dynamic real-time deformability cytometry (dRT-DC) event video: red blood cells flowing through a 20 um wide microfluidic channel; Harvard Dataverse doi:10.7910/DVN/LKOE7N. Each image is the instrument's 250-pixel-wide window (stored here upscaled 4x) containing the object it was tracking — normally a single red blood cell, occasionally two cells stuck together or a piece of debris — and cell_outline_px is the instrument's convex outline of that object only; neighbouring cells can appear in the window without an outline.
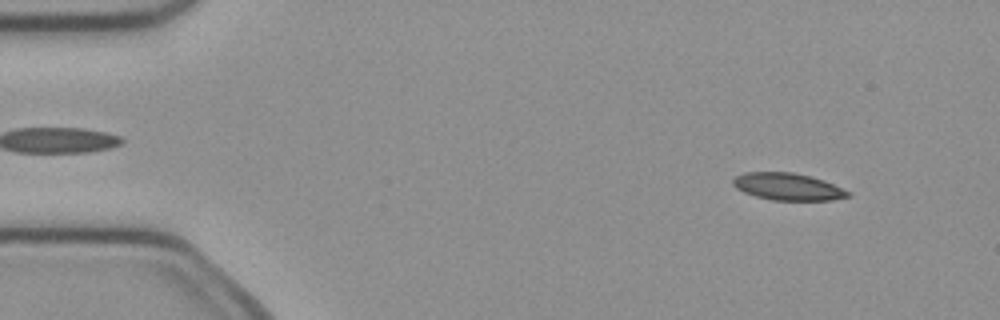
{"species": "common noctule bat (a hibernating species)", "species_latin": "Nyctalus noctula", "temperature_condition": "cold", "stored_images_in_passage": 5, "camera_frame_rate_fps": 3000, "um_per_image_px": 0.085, "animal": {"sex": "female", "body_mass_g": 21.9}, "frame": {"image": 1, "passage_image": 1, "time_ms": 0.0, "image_size_px": [1000, 320], "cell_outline_px": [[852, 196], [832, 200], [772, 200], [756, 196], [744, 192], [736, 188], [732, 184], [732, 180], [736, 176], [744, 172], [792, 172], [824, 180], [852, 192]], "centroid_in_image_um": [66.98, 15.87], "position_along_channel_um": 18.0, "area_um2": 18.21}}
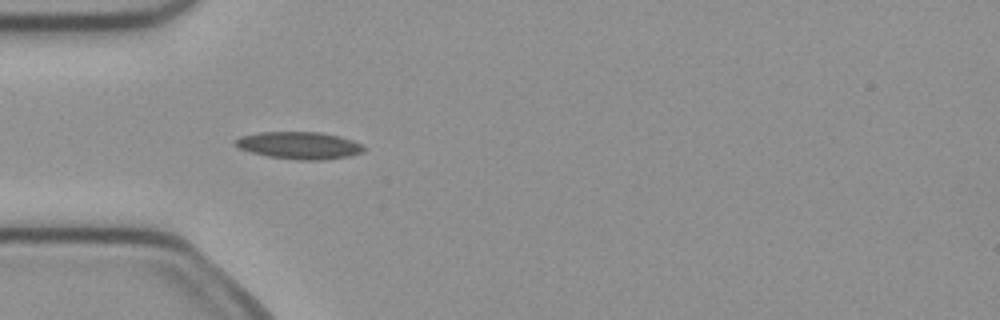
{"frame": {"image": 2, "passage_image": 4, "time_ms": 1.0, "image_size_px": [1000, 320], "cell_outline_px": [[364, 152], [348, 156], [324, 160], [296, 160], [268, 156], [252, 152], [240, 148], [232, 144], [232, 140], [240, 136], [260, 132], [320, 132], [340, 136], [352, 140], [360, 144], [364, 148]], "centroid_in_image_um": [25.4, 12.35], "position_along_channel_um": 59.6, "area_um2": 20.46}}